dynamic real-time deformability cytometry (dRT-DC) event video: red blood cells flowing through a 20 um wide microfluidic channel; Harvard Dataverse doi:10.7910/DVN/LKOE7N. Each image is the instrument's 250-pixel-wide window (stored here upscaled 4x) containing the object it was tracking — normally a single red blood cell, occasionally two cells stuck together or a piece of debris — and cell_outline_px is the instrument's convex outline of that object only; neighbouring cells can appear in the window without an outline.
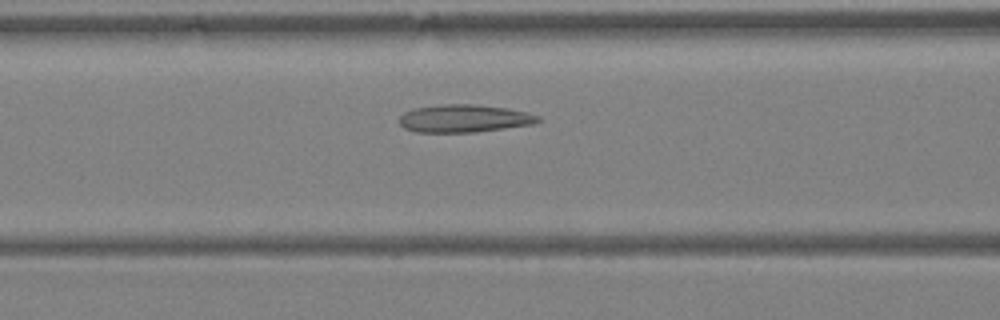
{"species": "Egyptian fruit bat (a non-hibernating species)", "species_latin": "Rousettus aegyptiacus", "temperature_condition": "warm", "stored_images_in_passage": 32, "camera_frame_rate_fps": 3000, "um_per_image_px": 0.085, "animal": {"sex": "female"}, "frame": {"image": 1, "passage_image": 9, "time_ms": 2.667, "image_size_px": [1000, 320], "cell_outline_px": [[540, 120], [532, 124], [476, 132], [416, 132], [404, 128], [400, 124], [400, 116], [404, 112], [416, 108], [444, 104], [476, 104], [508, 108], [528, 112], [540, 116]], "centroid_in_image_um": [39.47, 10.06], "position_along_channel_um": 127.1, "area_um2": 22.37}}
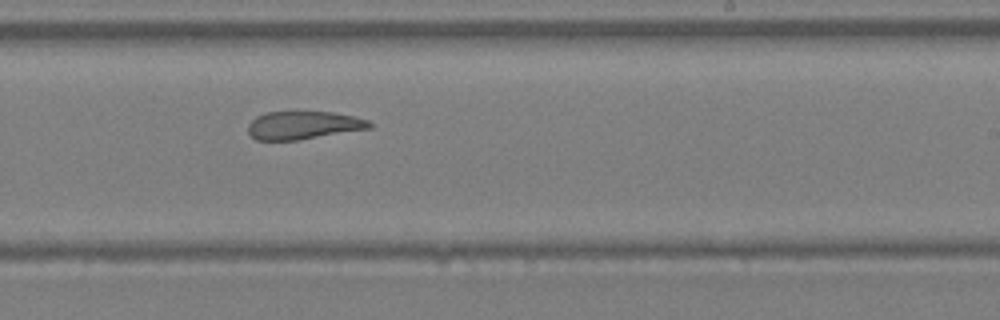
{"frame": {"image": 2, "passage_image": 17, "time_ms": 5.333, "image_size_px": [1000, 320], "cell_outline_px": [[372, 128], [296, 140], [256, 140], [248, 132], [248, 124], [256, 116], [268, 112], [332, 112], [352, 116], [368, 120], [372, 124]], "centroid_in_image_um": [25.77, 10.64], "position_along_channel_um": 263.2, "area_um2": 19.65}}
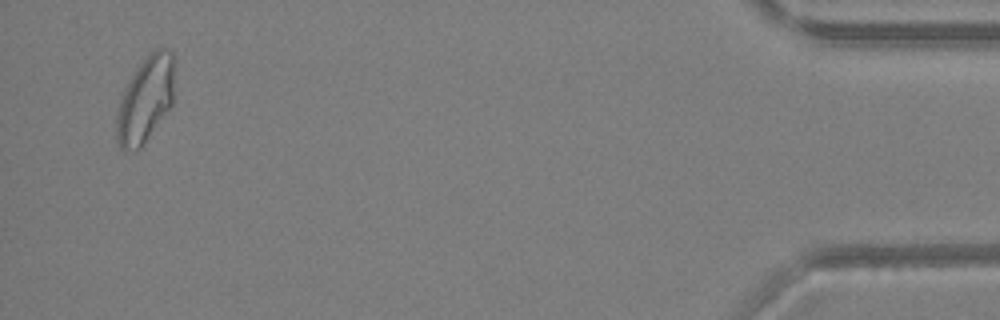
{"frame": {"image": 3, "passage_image": 31, "time_ms": 10.0, "image_size_px": [1000, 320], "cell_outline_px": [[176, 60], [172, 104], [144, 144], [136, 152], [120, 148], [116, 140], [116, 116], [120, 100], [124, 88], [140, 64], [156, 48], [172, 48]], "centroid_in_image_um": [12.39, 8.44], "position_along_channel_um": 422.8, "area_um2": 29.3}}